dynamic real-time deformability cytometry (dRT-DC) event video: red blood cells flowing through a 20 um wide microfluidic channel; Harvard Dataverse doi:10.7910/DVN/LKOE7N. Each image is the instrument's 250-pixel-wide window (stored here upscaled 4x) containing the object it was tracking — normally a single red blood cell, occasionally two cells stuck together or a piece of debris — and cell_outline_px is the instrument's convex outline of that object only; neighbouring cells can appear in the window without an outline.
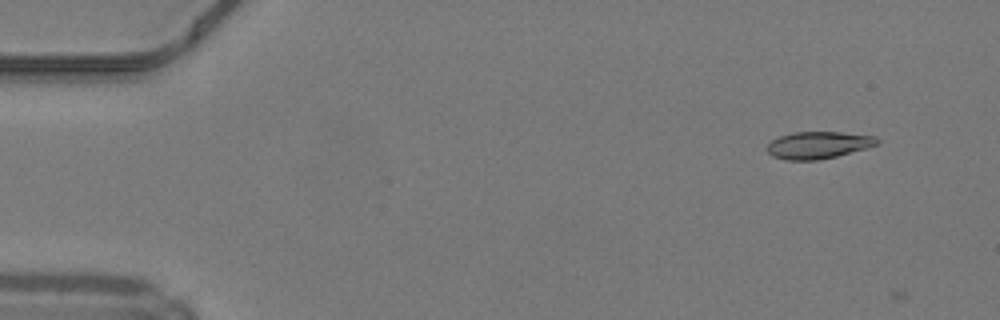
{"species": "common noctule bat (a hibernating species)", "species_latin": "Nyctalus noctula", "temperature_condition": "warm", "stored_images_in_passage": 2, "camera_frame_rate_fps": 3000, "um_per_image_px": 0.085, "animal": {"sex": "male", "body_mass_g": 19.2, "forearm_length_mm": 51.8}, "frame": {"image": 1, "passage_image": 1, "time_ms": 0.0, "image_size_px": [1000, 320], "cell_outline_px": [[880, 144], [836, 156], [816, 160], [784, 160], [772, 156], [764, 148], [772, 140], [780, 136], [792, 132], [840, 132], [876, 136], [880, 140]], "centroid_in_image_um": [69.54, 12.33], "position_along_channel_um": 15.5, "area_um2": 17.46}}